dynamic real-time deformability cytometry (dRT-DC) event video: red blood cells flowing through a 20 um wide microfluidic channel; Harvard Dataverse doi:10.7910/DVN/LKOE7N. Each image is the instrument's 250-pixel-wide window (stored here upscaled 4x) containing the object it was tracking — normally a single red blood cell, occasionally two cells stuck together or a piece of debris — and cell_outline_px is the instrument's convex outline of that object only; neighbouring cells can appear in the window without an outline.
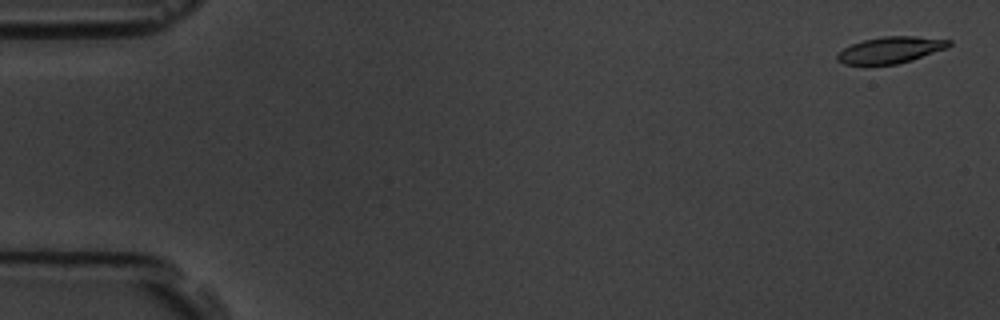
{"species": "common noctule bat (a hibernating species)", "species_latin": "Nyctalus noctula", "temperature_condition": "room temperature", "stored_images_in_passage": 11, "camera_frame_rate_fps": 3000, "um_per_image_px": 0.085, "animal": {"sex": "male", "body_mass_g": 19.5, "forearm_length_mm": 54.6}, "frame": {"image": 1, "passage_image": 1, "time_ms": 0.0, "image_size_px": [1000, 320], "cell_outline_px": [[952, 44], [948, 48], [912, 60], [896, 64], [844, 64], [836, 60], [836, 56], [844, 48], [852, 44], [864, 40], [884, 36], [916, 36], [952, 40]], "centroid_in_image_um": [75.74, 4.24], "position_along_channel_um": 9.3, "area_um2": 17.17}}
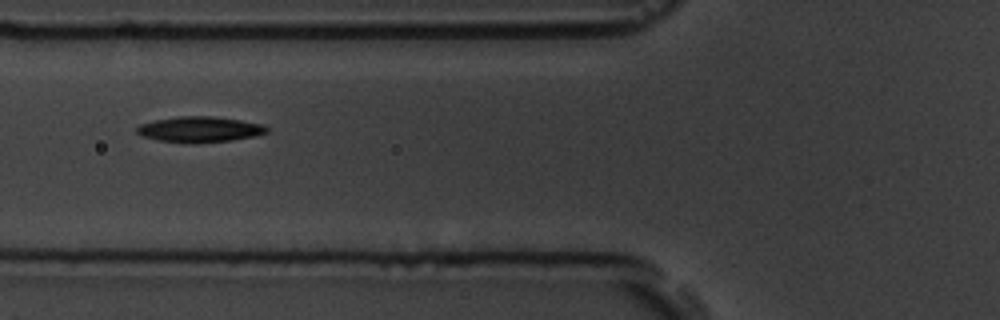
{"frame": {"image": 2, "passage_image": 6, "time_ms": 6.667, "image_size_px": [1000, 320], "cell_outline_px": [[268, 132], [252, 136], [232, 140], [196, 144], [188, 144], [156, 140], [140, 136], [136, 132], [136, 128], [140, 124], [156, 120], [180, 116], [212, 116], [240, 120], [264, 124], [268, 128]], "centroid_in_image_um": [16.94, 11.01], "position_along_channel_um": 108.9, "area_um2": 19.65}}
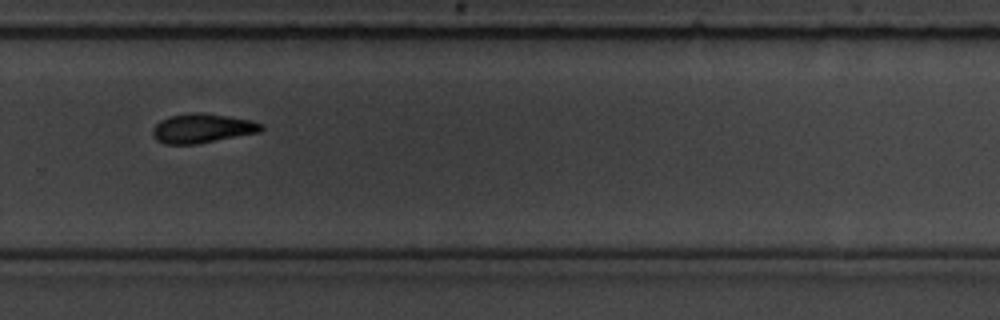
{"frame": {"image": 3, "passage_image": 11, "time_ms": 12.333, "image_size_px": [1000, 320], "cell_outline_px": [[264, 128], [260, 132], [196, 144], [168, 144], [156, 140], [152, 136], [152, 128], [160, 120], [168, 116], [228, 116], [252, 120], [264, 124]], "centroid_in_image_um": [17.21, 10.96], "position_along_channel_um": 312.6, "area_um2": 17.69}}